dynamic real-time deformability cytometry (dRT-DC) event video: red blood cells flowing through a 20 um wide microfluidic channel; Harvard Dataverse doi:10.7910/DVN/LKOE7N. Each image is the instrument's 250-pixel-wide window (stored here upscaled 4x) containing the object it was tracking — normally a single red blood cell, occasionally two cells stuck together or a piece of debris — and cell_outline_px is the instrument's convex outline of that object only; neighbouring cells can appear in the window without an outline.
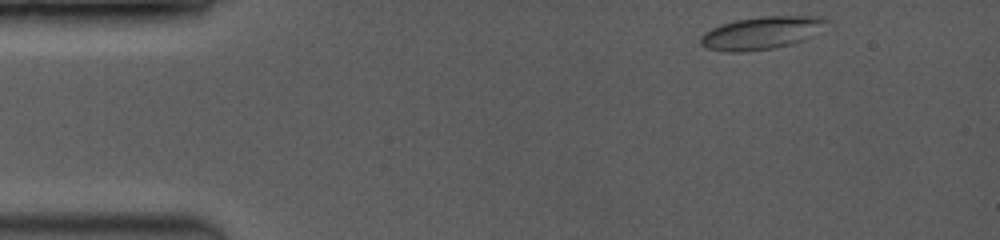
{"species": "common noctule bat (a hibernating species)", "species_latin": "Nyctalus noctula", "temperature_condition": "room temperature", "stored_images_in_passage": 11, "camera_frame_rate_fps": 3500, "um_per_image_px": 0.085, "animal": {"sex": "female", "body_mass_g": 19.0, "forearm_length_mm": 53.3}, "frame": {"image": 1, "passage_image": 1, "time_ms": 0.0, "image_size_px": [1000, 240], "cell_outline_px": [[828, 20], [804, 40], [792, 44], [772, 48], [740, 52], [724, 52], [704, 48], [700, 44], [700, 36], [704, 32], [712, 28], [736, 20], [764, 16], [820, 16]], "centroid_in_image_um": [64.62, 2.81], "position_along_channel_um": 20.4, "area_um2": 23.58}}
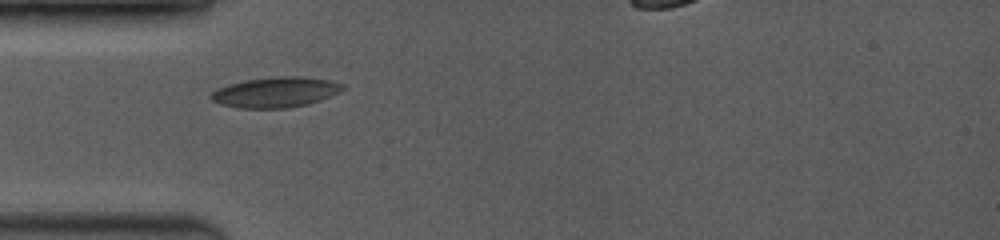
{"frame": {"image": 2, "passage_image": 7, "time_ms": 3.143, "image_size_px": [1000, 240], "cell_outline_px": [[348, 88], [340, 92], [320, 100], [308, 104], [288, 108], [240, 108], [220, 104], [212, 100], [208, 96], [216, 88], [228, 84], [244, 80], [276, 76], [296, 76], [328, 80], [344, 84]], "centroid_in_image_um": [23.42, 7.84], "position_along_channel_um": 61.6, "area_um2": 23.47}}
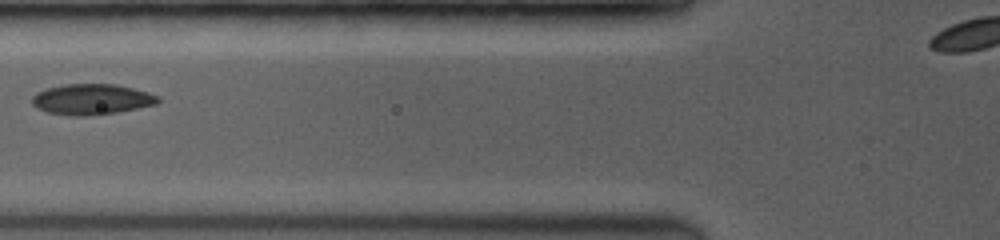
{"frame": {"image": 3, "passage_image": 10, "time_ms": 4.571, "image_size_px": [1000, 240], "cell_outline_px": [[160, 100], [156, 104], [116, 112], [84, 116], [72, 116], [48, 112], [36, 108], [32, 104], [32, 96], [36, 92], [48, 88], [64, 84], [116, 84], [148, 92], [160, 96]], "centroid_in_image_um": [7.77, 8.43], "position_along_channel_um": 118.0, "area_um2": 22.43}}